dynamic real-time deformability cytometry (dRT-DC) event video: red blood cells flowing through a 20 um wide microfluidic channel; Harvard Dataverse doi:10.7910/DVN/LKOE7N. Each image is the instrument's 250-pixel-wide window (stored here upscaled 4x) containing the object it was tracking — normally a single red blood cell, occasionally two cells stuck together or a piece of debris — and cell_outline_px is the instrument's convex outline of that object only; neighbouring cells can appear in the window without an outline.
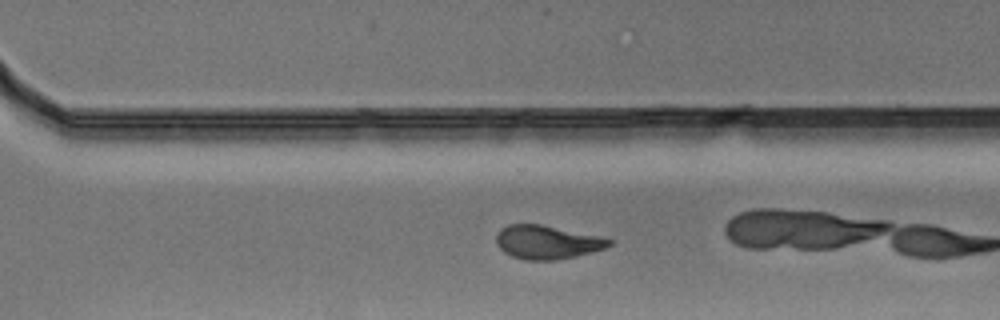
{"species": "Egyptian fruit bat (a non-hibernating species)", "species_latin": "Rousettus aegyptiacus", "temperature_condition": "warm", "stored_images_in_passage": 26, "camera_frame_rate_fps": 3000, "um_per_image_px": 0.085, "animal": {"sex": "male"}, "frame": {"image": 1, "passage_image": 19, "time_ms": 6.0, "image_size_px": [1000, 320], "cell_outline_px": [[612, 244], [604, 248], [592, 252], [556, 260], [524, 260], [512, 256], [504, 252], [496, 244], [496, 236], [500, 228], [508, 224], [540, 224], [596, 236], [612, 240]], "centroid_in_image_um": [46.44, 20.59], "position_along_channel_um": 324.2, "area_um2": 21.85}}